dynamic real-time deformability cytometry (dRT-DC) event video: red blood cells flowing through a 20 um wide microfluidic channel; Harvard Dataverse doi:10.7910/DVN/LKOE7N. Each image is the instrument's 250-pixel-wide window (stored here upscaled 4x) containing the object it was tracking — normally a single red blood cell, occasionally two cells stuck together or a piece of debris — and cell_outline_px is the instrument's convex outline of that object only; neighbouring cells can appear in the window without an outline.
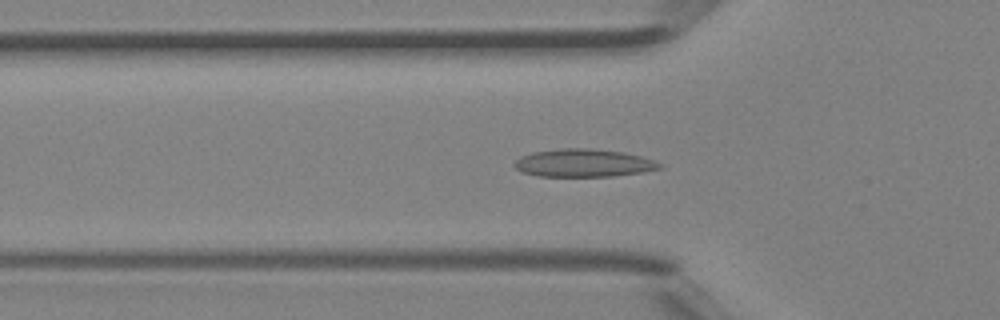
{"species": "Egyptian fruit bat (a non-hibernating species)", "species_latin": "Rousettus aegyptiacus", "temperature_condition": "room temperature", "stored_images_in_passage": 33, "camera_frame_rate_fps": 3000, "um_per_image_px": 0.085, "animal": {"sex": "female"}, "frame": {"image": 1, "passage_image": 2, "time_ms": 0.333, "image_size_px": [1000, 320], "cell_outline_px": [[664, 168], [640, 172], [612, 176], [540, 176], [520, 172], [512, 164], [520, 156], [532, 152], [560, 148], [588, 148], [624, 152], [640, 156], [664, 164]], "centroid_in_image_um": [49.58, 13.85], "position_along_channel_um": 76.2, "area_um2": 23.64}}
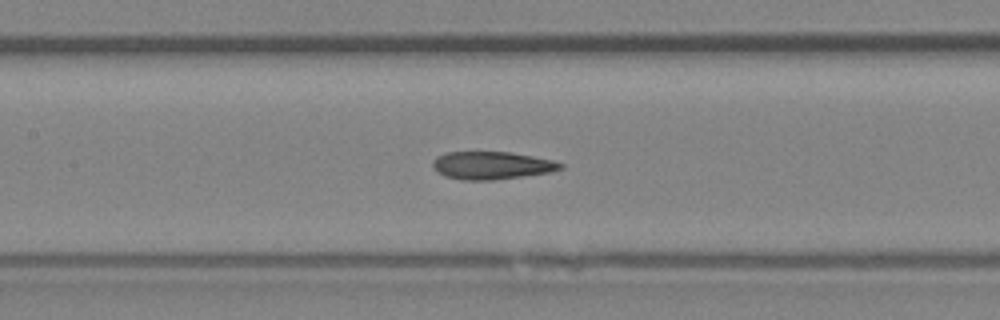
{"frame": {"image": 2, "passage_image": 8, "time_ms": 2.333, "image_size_px": [1000, 320], "cell_outline_px": [[564, 168], [548, 172], [492, 180], [464, 180], [444, 176], [436, 172], [432, 168], [432, 160], [436, 156], [448, 152], [508, 152], [532, 156], [552, 160], [564, 164]], "centroid_in_image_um": [41.73, 14.06], "position_along_channel_um": 165.7, "area_um2": 20.58}}
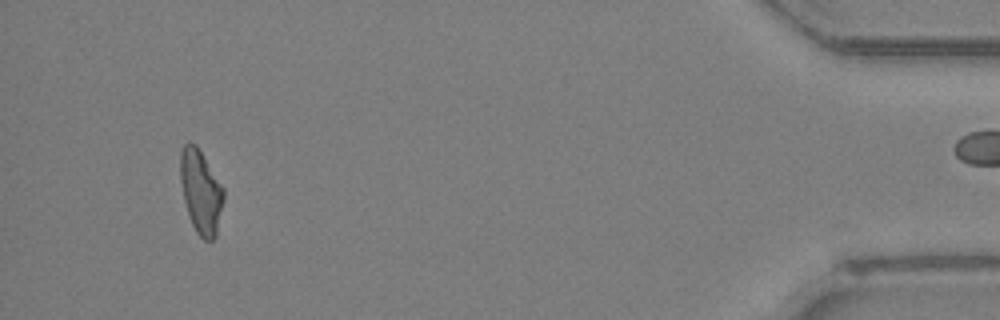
{"frame": {"image": 3, "passage_image": 30, "time_ms": 9.667, "image_size_px": [1000, 320], "cell_outline_px": [[224, 200], [216, 236], [212, 240], [204, 240], [196, 232], [192, 224], [184, 200], [180, 180], [180, 152], [184, 144], [188, 140], [196, 144], [224, 188]], "centroid_in_image_um": [17.07, 16.27], "position_along_channel_um": 418.1, "area_um2": 21.15}, "authors_computed_cell_mechanics": {"area_um2": 20.5768, "velocity_mm_per_s": 4.4754, "shape_relaxation_time_tau1_ms": null, "shape_relaxation_time_tau2_ms": 1.7808, "deformation_change_tau1": null, "deformation_change_tau2": 0.0846}}